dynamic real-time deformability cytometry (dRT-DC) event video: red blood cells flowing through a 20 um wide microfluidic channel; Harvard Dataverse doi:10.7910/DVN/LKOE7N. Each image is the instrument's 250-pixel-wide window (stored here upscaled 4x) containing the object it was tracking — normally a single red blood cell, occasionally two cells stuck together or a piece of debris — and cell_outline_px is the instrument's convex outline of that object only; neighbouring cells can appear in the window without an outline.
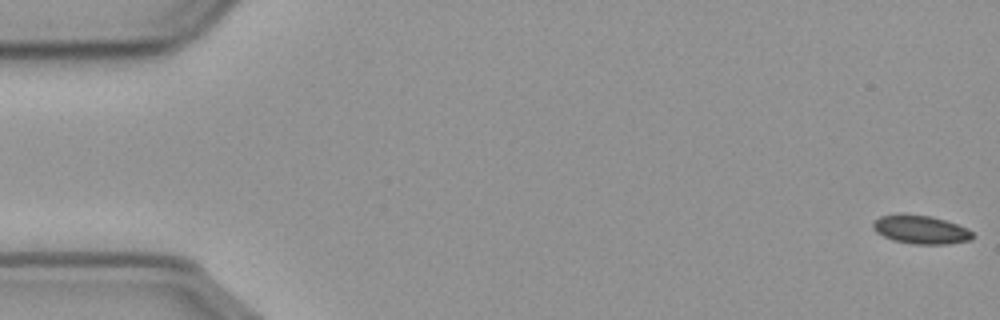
{"species": "common noctule bat (a hibernating species)", "species_latin": "Nyctalus noctula", "temperature_condition": "cold", "stored_images_in_passage": 57, "camera_frame_rate_fps": 3000, "um_per_image_px": 0.085, "animal": {"sex": "male", "body_mass_g": 23.1, "forearm_length_mm": 52.7}, "frame": {"image": 1, "passage_image": 1, "time_ms": 0.0, "image_size_px": [1000, 320], "cell_outline_px": [[976, 236], [972, 240], [948, 244], [912, 244], [892, 240], [876, 232], [872, 228], [872, 224], [880, 216], [900, 212], [904, 212], [932, 216], [968, 228]], "centroid_in_image_um": [78.26, 19.5], "position_along_channel_um": 6.7, "area_um2": 16.99}}
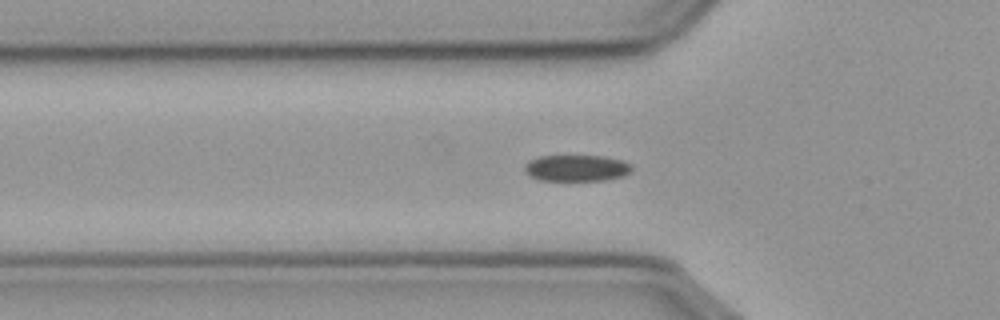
{"frame": {"image": 2, "passage_image": 19, "time_ms": 6.0, "image_size_px": [1000, 320], "cell_outline_px": [[632, 172], [624, 176], [608, 180], [536, 180], [524, 168], [524, 164], [540, 156], [604, 156], [620, 160], [632, 164]], "centroid_in_image_um": [49.07, 14.29], "position_along_channel_um": 76.7, "area_um2": 16.42}}
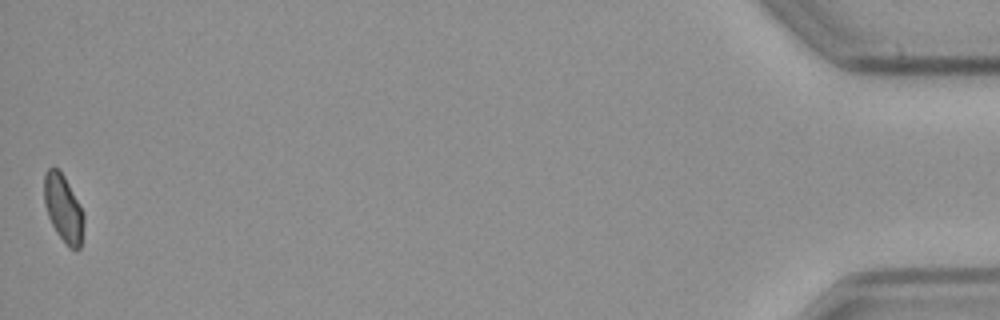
{"frame": {"image": 3, "passage_image": 57, "time_ms": 18.667, "image_size_px": [1000, 320], "cell_outline_px": [[84, 220], [80, 248], [68, 248], [56, 232], [48, 216], [44, 204], [44, 172], [48, 168], [56, 168], [64, 176], [84, 216]], "centroid_in_image_um": [5.35, 17.73], "position_along_channel_um": 429.8, "area_um2": 15.2}, "authors_computed_cell_mechanics": {"area_um2": 16.9354, "velocity_mm_per_s": 3.601, "shape_relaxation_time_tau1_ms": 5.5255, "shape_relaxation_time_tau2_ms": 3.7399, "deformation_change_tau1": 0.0994, "deformation_change_tau2": 0.0807}}